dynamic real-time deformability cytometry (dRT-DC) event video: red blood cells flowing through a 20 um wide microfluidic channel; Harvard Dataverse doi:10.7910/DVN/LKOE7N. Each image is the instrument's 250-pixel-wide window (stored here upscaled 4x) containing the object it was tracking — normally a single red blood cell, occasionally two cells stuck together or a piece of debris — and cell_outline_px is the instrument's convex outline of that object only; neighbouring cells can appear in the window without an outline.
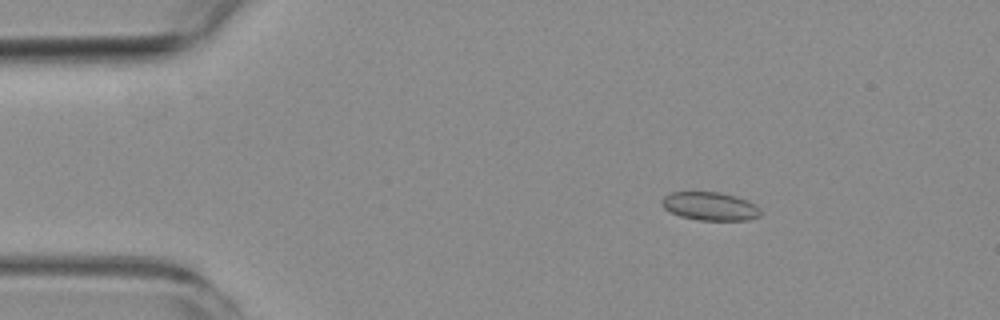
{"species": "common noctule bat (a hibernating species)", "species_latin": "Nyctalus noctula", "temperature_condition": "room temperature", "stored_images_in_passage": 4, "camera_frame_rate_fps": 3000, "um_per_image_px": 0.085, "animal": {"sex": "female", "body_mass_g": 19.3, "forearm_length_mm": 54.1}, "frame": {"image": 1, "passage_image": 3, "time_ms": 2.0, "image_size_px": [1000, 320], "cell_outline_px": [[760, 216], [748, 220], [700, 220], [680, 216], [664, 208], [660, 204], [660, 200], [664, 196], [672, 192], [720, 192], [736, 196], [748, 200], [756, 204], [760, 208]], "centroid_in_image_um": [60.36, 17.52], "position_along_channel_um": 24.6, "area_um2": 16.42}}